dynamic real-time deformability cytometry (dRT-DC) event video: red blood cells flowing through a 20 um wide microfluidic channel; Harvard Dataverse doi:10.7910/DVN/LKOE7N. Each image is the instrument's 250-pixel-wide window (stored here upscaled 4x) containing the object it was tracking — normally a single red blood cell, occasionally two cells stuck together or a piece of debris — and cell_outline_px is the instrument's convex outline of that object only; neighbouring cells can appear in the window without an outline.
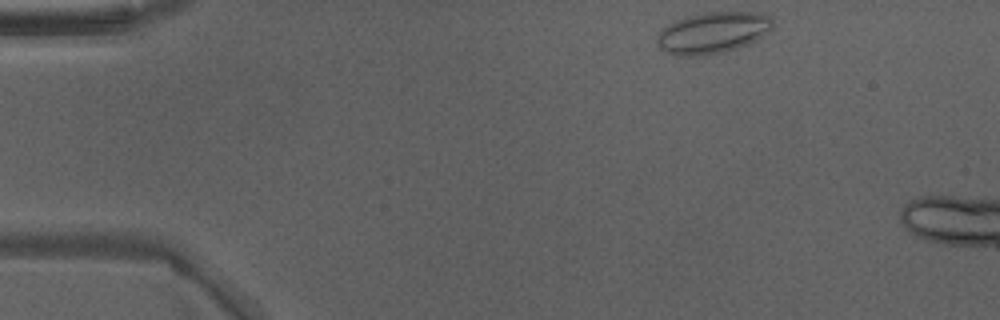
{"species": "Egyptian fruit bat (a non-hibernating species)", "species_latin": "Rousettus aegyptiacus", "temperature_condition": "warm", "stored_images_in_passage": 5, "camera_frame_rate_fps": 3000, "um_per_image_px": 0.085, "animal": {"sex": "male"}, "frame": {"image": 1, "passage_image": 1, "time_ms": 0.0, "image_size_px": [1000, 320], "cell_outline_px": [[772, 28], [748, 44], [736, 48], [720, 52], [696, 56], [684, 56], [664, 52], [656, 44], [656, 36], [660, 28], [684, 16], [708, 12], [764, 12], [772, 16]], "centroid_in_image_um": [60.54, 2.76], "position_along_channel_um": 24.5, "area_um2": 27.98}}